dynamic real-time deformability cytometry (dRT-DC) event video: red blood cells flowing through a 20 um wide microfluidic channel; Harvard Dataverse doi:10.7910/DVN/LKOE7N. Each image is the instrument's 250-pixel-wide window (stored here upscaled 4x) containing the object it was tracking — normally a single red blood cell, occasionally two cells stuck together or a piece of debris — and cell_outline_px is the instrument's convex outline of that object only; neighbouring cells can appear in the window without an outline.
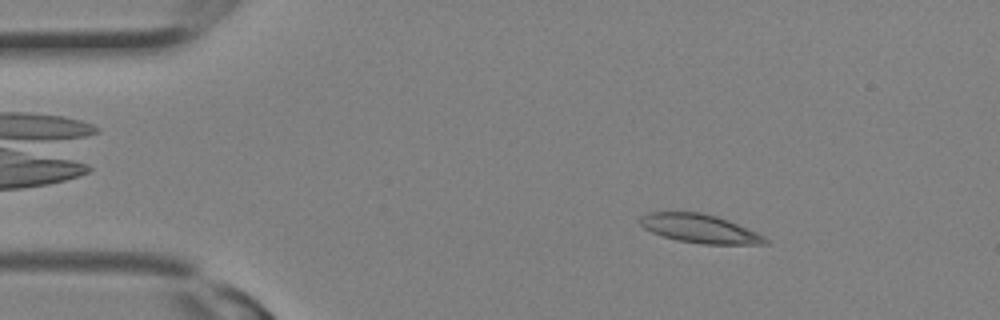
{"species": "Egyptian fruit bat (a non-hibernating species)", "species_latin": "Rousettus aegyptiacus", "temperature_condition": "room temperature", "stored_images_in_passage": 10, "camera_frame_rate_fps": 3000, "um_per_image_px": 0.085, "animal": {"sex": "female"}, "frame": {"image": 1, "passage_image": 4, "time_ms": 1.0, "image_size_px": [1000, 320], "cell_outline_px": [[768, 244], [704, 244], [676, 240], [652, 232], [644, 228], [640, 224], [640, 216], [652, 212], [700, 212], [716, 216], [728, 220], [756, 232], [764, 236], [768, 240]], "centroid_in_image_um": [59.48, 19.43], "position_along_channel_um": 25.5, "area_um2": 20.69}}
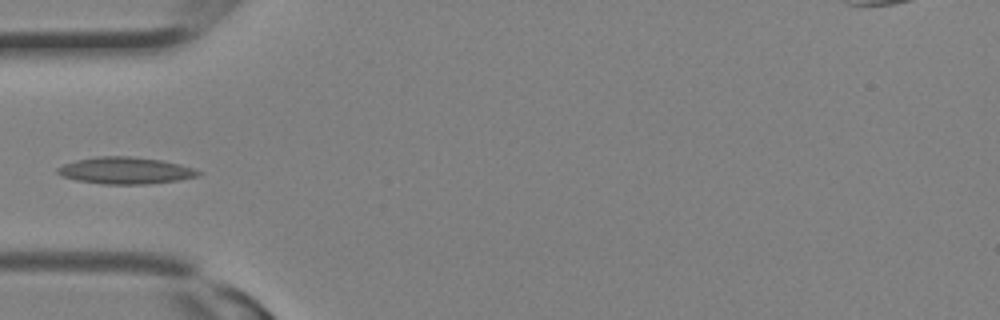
{"frame": {"image": 2, "passage_image": 9, "time_ms": 2.667, "image_size_px": [1000, 320], "cell_outline_px": [[204, 172], [200, 176], [176, 180], [148, 184], [100, 184], [76, 180], [64, 176], [56, 172], [56, 168], [64, 164], [76, 160], [96, 156], [132, 156], [160, 160], [180, 164], [196, 168]], "centroid_in_image_um": [10.7, 14.49], "position_along_channel_um": 74.3, "area_um2": 22.14}}